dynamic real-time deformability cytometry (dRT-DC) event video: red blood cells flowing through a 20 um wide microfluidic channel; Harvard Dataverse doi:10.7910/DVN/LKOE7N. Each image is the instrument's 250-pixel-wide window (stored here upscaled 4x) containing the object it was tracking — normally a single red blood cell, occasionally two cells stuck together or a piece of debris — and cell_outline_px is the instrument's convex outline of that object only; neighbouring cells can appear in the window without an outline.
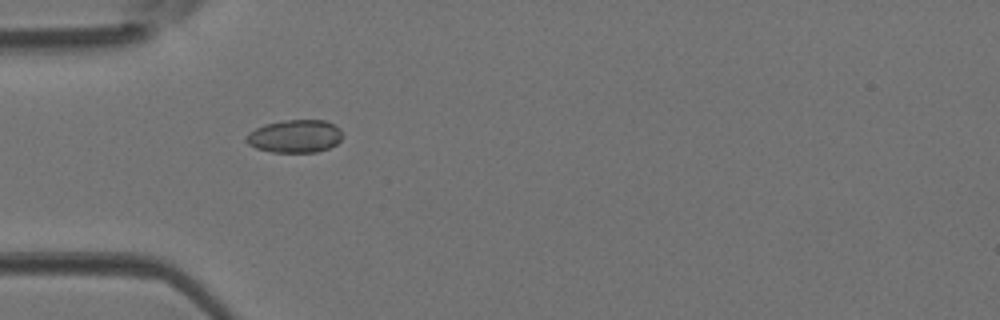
{"species": "Egyptian fruit bat (a non-hibernating species)", "species_latin": "Rousettus aegyptiacus", "temperature_condition": "room temperature", "stored_images_in_passage": 14, "camera_frame_rate_fps": 3000, "um_per_image_px": 0.085, "animal": {"sex": "female"}, "frame": {"image": 1, "passage_image": 1, "time_ms": 0.0, "image_size_px": [1000, 320], "cell_outline_px": [[344, 136], [336, 144], [328, 148], [316, 152], [272, 152], [256, 148], [248, 144], [244, 140], [248, 132], [264, 124], [284, 120], [324, 120], [340, 128]], "centroid_in_image_um": [25.06, 11.58], "position_along_channel_um": 59.9, "area_um2": 18.55}}
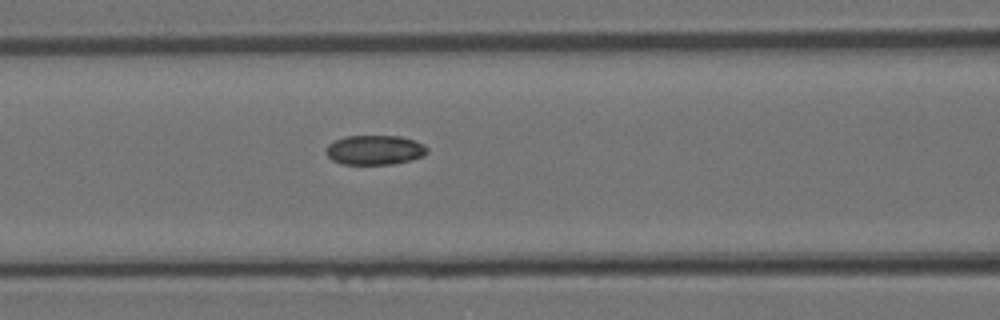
{"frame": {"image": 2, "passage_image": 6, "time_ms": 1.667, "image_size_px": [1000, 320], "cell_outline_px": [[428, 152], [424, 156], [412, 160], [392, 164], [340, 164], [332, 160], [324, 152], [324, 148], [328, 144], [344, 136], [400, 136], [424, 144], [428, 148]], "centroid_in_image_um": [31.84, 12.75], "position_along_channel_um": 134.8, "area_um2": 17.63}}
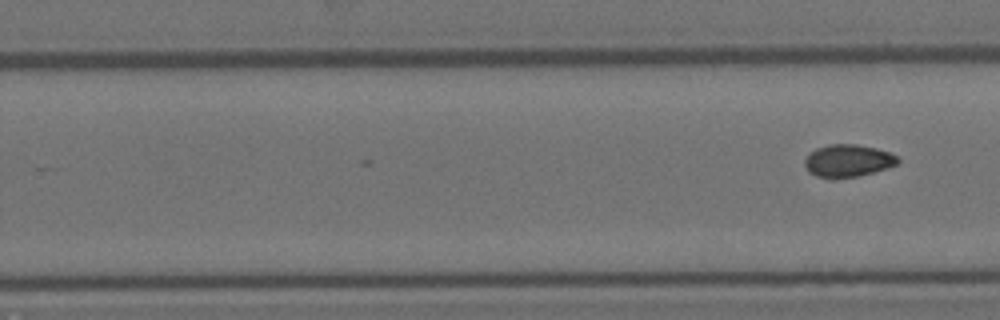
{"frame": {"image": 3, "passage_image": 14, "time_ms": 4.333, "image_size_px": [1000, 320], "cell_outline_px": [[900, 160], [896, 164], [872, 172], [856, 176], [832, 180], [828, 180], [816, 176], [808, 172], [804, 164], [804, 160], [816, 148], [828, 144], [856, 144], [876, 148], [888, 152], [896, 156]], "centroid_in_image_um": [72.01, 13.68], "position_along_channel_um": 257.8, "area_um2": 17.63}}